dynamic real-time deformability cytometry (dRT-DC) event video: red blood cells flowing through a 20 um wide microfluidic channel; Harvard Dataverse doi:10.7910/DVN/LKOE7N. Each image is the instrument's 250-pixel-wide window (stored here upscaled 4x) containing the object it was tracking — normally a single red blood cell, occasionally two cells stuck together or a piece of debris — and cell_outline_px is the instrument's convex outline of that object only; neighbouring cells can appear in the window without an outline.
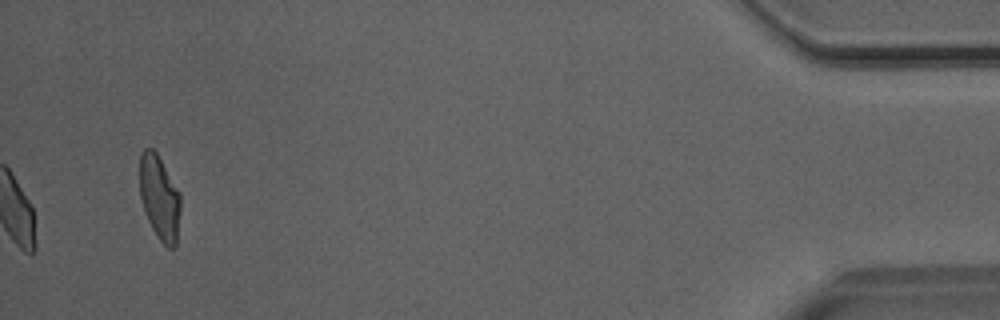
{"species": "Egyptian fruit bat (a non-hibernating species)", "species_latin": "Rousettus aegyptiacus", "temperature_condition": "room temperature", "stored_images_in_passage": 34, "camera_frame_rate_fps": 3000, "um_per_image_px": 0.085, "animal": {"sex": "male"}, "frame": {"image": 1, "passage_image": 34, "time_ms": 11.0, "image_size_px": [1000, 320], "cell_outline_px": [[180, 208], [176, 244], [172, 248], [168, 248], [160, 240], [152, 228], [148, 220], [140, 196], [140, 152], [144, 148], [152, 148], [156, 152], [180, 192]], "centroid_in_image_um": [13.56, 16.77], "position_along_channel_um": 421.6, "area_um2": 19.88}}